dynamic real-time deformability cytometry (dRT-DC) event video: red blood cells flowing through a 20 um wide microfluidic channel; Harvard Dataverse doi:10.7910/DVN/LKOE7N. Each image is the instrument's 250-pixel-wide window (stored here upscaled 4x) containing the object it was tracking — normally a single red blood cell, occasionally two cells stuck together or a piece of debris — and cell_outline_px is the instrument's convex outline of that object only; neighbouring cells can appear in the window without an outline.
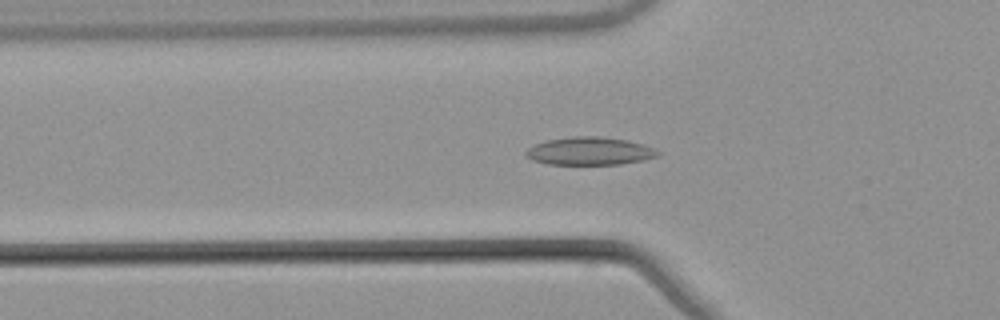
{"species": "common noctule bat (a hibernating species)", "species_latin": "Nyctalus noctula", "temperature_condition": "warm", "stored_images_in_passage": 32, "camera_frame_rate_fps": 3000, "um_per_image_px": 0.085, "animal": {"sex": "male", "body_mass_g": 21.5, "forearm_length_mm": 52.0}, "frame": {"image": 1, "passage_image": 2, "time_ms": 0.333, "image_size_px": [1000, 320], "cell_outline_px": [[660, 156], [644, 160], [620, 164], [548, 164], [532, 160], [524, 156], [524, 152], [528, 148], [544, 140], [572, 136], [600, 136], [628, 140], [644, 144], [660, 152]], "centroid_in_image_um": [50.11, 12.84], "position_along_channel_um": 75.7, "area_um2": 21.68}}
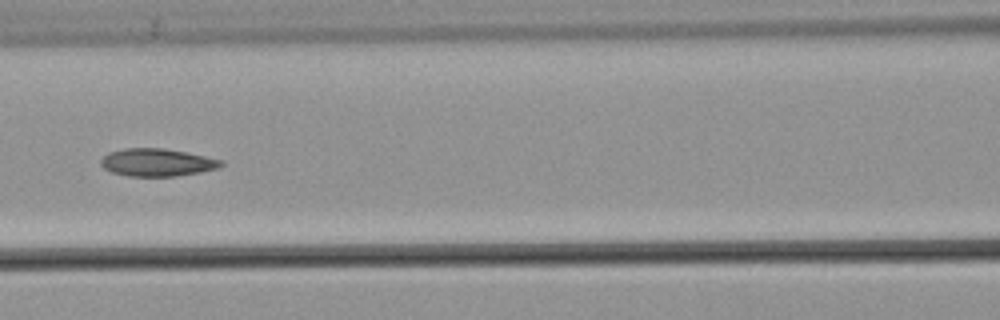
{"frame": {"image": 2, "passage_image": 8, "time_ms": 2.333, "image_size_px": [1000, 320], "cell_outline_px": [[224, 164], [216, 168], [200, 172], [172, 176], [128, 176], [112, 172], [104, 168], [100, 164], [100, 160], [108, 152], [124, 148], [164, 148], [224, 160]], "centroid_in_image_um": [13.32, 13.8], "position_along_channel_um": 153.3, "area_um2": 19.25}}
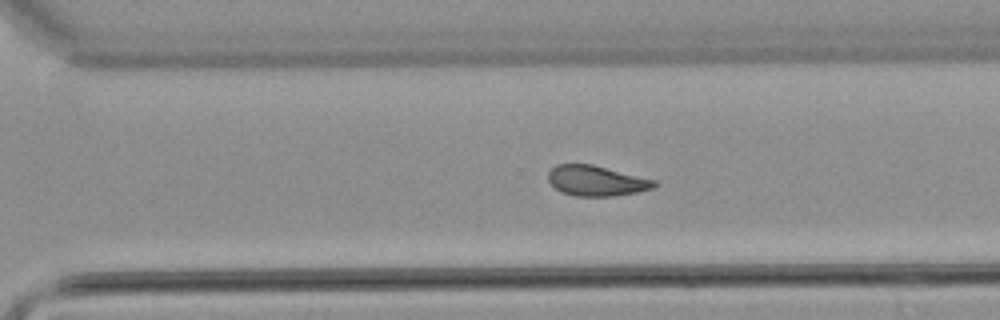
{"frame": {"image": 3, "passage_image": 21, "time_ms": 6.667, "image_size_px": [1000, 320], "cell_outline_px": [[656, 184], [652, 188], [636, 192], [612, 196], [576, 196], [560, 192], [548, 180], [548, 172], [556, 164], [592, 164], [656, 180]], "centroid_in_image_um": [50.66, 15.36], "position_along_channel_um": 319.9, "area_um2": 18.61}, "authors_computed_cell_mechanics": {"area_um2": 19.2474, "velocity_mm_per_s": 3.8577, "shape_relaxation_time_tau1_ms": null, "shape_relaxation_time_tau2_ms": 5.3345, "deformation_change_tau1": null, "deformation_change_tau2": 0.1022}}